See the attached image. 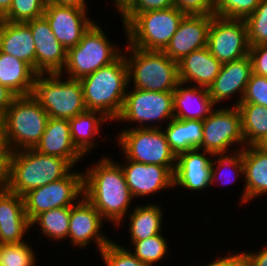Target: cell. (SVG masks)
<instances>
[{
	"instance_id": "cell-9",
	"label": "cell",
	"mask_w": 267,
	"mask_h": 266,
	"mask_svg": "<svg viewBox=\"0 0 267 266\" xmlns=\"http://www.w3.org/2000/svg\"><path fill=\"white\" fill-rule=\"evenodd\" d=\"M119 144L127 160L168 167L173 173L176 155L171 151L164 131L156 127L126 130L119 135ZM172 164V165H171Z\"/></svg>"
},
{
	"instance_id": "cell-3",
	"label": "cell",
	"mask_w": 267,
	"mask_h": 266,
	"mask_svg": "<svg viewBox=\"0 0 267 266\" xmlns=\"http://www.w3.org/2000/svg\"><path fill=\"white\" fill-rule=\"evenodd\" d=\"M22 150L13 151L8 188L19 196L64 178L73 167L64 158L38 153L34 149Z\"/></svg>"
},
{
	"instance_id": "cell-5",
	"label": "cell",
	"mask_w": 267,
	"mask_h": 266,
	"mask_svg": "<svg viewBox=\"0 0 267 266\" xmlns=\"http://www.w3.org/2000/svg\"><path fill=\"white\" fill-rule=\"evenodd\" d=\"M48 75L49 78H44V74L36 75L32 96L50 118L70 120L87 110L79 79L70 78L64 82L58 79L61 73Z\"/></svg>"
},
{
	"instance_id": "cell-1",
	"label": "cell",
	"mask_w": 267,
	"mask_h": 266,
	"mask_svg": "<svg viewBox=\"0 0 267 266\" xmlns=\"http://www.w3.org/2000/svg\"><path fill=\"white\" fill-rule=\"evenodd\" d=\"M83 195L104 218L119 224L133 198L122 167L103 158L83 176Z\"/></svg>"
},
{
	"instance_id": "cell-38",
	"label": "cell",
	"mask_w": 267,
	"mask_h": 266,
	"mask_svg": "<svg viewBox=\"0 0 267 266\" xmlns=\"http://www.w3.org/2000/svg\"><path fill=\"white\" fill-rule=\"evenodd\" d=\"M100 252L107 266H148L135 257L132 252L112 242Z\"/></svg>"
},
{
	"instance_id": "cell-34",
	"label": "cell",
	"mask_w": 267,
	"mask_h": 266,
	"mask_svg": "<svg viewBox=\"0 0 267 266\" xmlns=\"http://www.w3.org/2000/svg\"><path fill=\"white\" fill-rule=\"evenodd\" d=\"M244 21L250 46L267 45V0H260L255 11Z\"/></svg>"
},
{
	"instance_id": "cell-33",
	"label": "cell",
	"mask_w": 267,
	"mask_h": 266,
	"mask_svg": "<svg viewBox=\"0 0 267 266\" xmlns=\"http://www.w3.org/2000/svg\"><path fill=\"white\" fill-rule=\"evenodd\" d=\"M46 4L47 0H12L10 9L3 17V21L26 23L42 17Z\"/></svg>"
},
{
	"instance_id": "cell-10",
	"label": "cell",
	"mask_w": 267,
	"mask_h": 266,
	"mask_svg": "<svg viewBox=\"0 0 267 266\" xmlns=\"http://www.w3.org/2000/svg\"><path fill=\"white\" fill-rule=\"evenodd\" d=\"M207 47L221 64L249 55L250 44L244 19L213 15Z\"/></svg>"
},
{
	"instance_id": "cell-17",
	"label": "cell",
	"mask_w": 267,
	"mask_h": 266,
	"mask_svg": "<svg viewBox=\"0 0 267 266\" xmlns=\"http://www.w3.org/2000/svg\"><path fill=\"white\" fill-rule=\"evenodd\" d=\"M200 149H192L176 156L177 163L174 171V185H180L189 190H201L217 177L213 161L198 153Z\"/></svg>"
},
{
	"instance_id": "cell-31",
	"label": "cell",
	"mask_w": 267,
	"mask_h": 266,
	"mask_svg": "<svg viewBox=\"0 0 267 266\" xmlns=\"http://www.w3.org/2000/svg\"><path fill=\"white\" fill-rule=\"evenodd\" d=\"M162 211L158 206L140 205L130 216V233L132 240H144L160 234Z\"/></svg>"
},
{
	"instance_id": "cell-20",
	"label": "cell",
	"mask_w": 267,
	"mask_h": 266,
	"mask_svg": "<svg viewBox=\"0 0 267 266\" xmlns=\"http://www.w3.org/2000/svg\"><path fill=\"white\" fill-rule=\"evenodd\" d=\"M252 74V62L249 55L222 64L218 76L208 87V93L213 104L230 97L235 92L241 93L237 105L241 103L246 85Z\"/></svg>"
},
{
	"instance_id": "cell-13",
	"label": "cell",
	"mask_w": 267,
	"mask_h": 266,
	"mask_svg": "<svg viewBox=\"0 0 267 266\" xmlns=\"http://www.w3.org/2000/svg\"><path fill=\"white\" fill-rule=\"evenodd\" d=\"M174 118V91L152 92L141 89L127 93L118 120L145 121Z\"/></svg>"
},
{
	"instance_id": "cell-26",
	"label": "cell",
	"mask_w": 267,
	"mask_h": 266,
	"mask_svg": "<svg viewBox=\"0 0 267 266\" xmlns=\"http://www.w3.org/2000/svg\"><path fill=\"white\" fill-rule=\"evenodd\" d=\"M36 75L26 62L0 52V84L16 96L32 95Z\"/></svg>"
},
{
	"instance_id": "cell-46",
	"label": "cell",
	"mask_w": 267,
	"mask_h": 266,
	"mask_svg": "<svg viewBox=\"0 0 267 266\" xmlns=\"http://www.w3.org/2000/svg\"><path fill=\"white\" fill-rule=\"evenodd\" d=\"M17 96L7 87L0 84V116L3 117L5 112L11 106Z\"/></svg>"
},
{
	"instance_id": "cell-23",
	"label": "cell",
	"mask_w": 267,
	"mask_h": 266,
	"mask_svg": "<svg viewBox=\"0 0 267 266\" xmlns=\"http://www.w3.org/2000/svg\"><path fill=\"white\" fill-rule=\"evenodd\" d=\"M222 64L211 54L208 47L191 52L178 62L179 82L196 81L200 88H207L218 76Z\"/></svg>"
},
{
	"instance_id": "cell-52",
	"label": "cell",
	"mask_w": 267,
	"mask_h": 266,
	"mask_svg": "<svg viewBox=\"0 0 267 266\" xmlns=\"http://www.w3.org/2000/svg\"><path fill=\"white\" fill-rule=\"evenodd\" d=\"M2 22H3V17L0 15V27H1Z\"/></svg>"
},
{
	"instance_id": "cell-40",
	"label": "cell",
	"mask_w": 267,
	"mask_h": 266,
	"mask_svg": "<svg viewBox=\"0 0 267 266\" xmlns=\"http://www.w3.org/2000/svg\"><path fill=\"white\" fill-rule=\"evenodd\" d=\"M174 6L173 0H132L122 11L125 26L136 14L145 11L162 10Z\"/></svg>"
},
{
	"instance_id": "cell-45",
	"label": "cell",
	"mask_w": 267,
	"mask_h": 266,
	"mask_svg": "<svg viewBox=\"0 0 267 266\" xmlns=\"http://www.w3.org/2000/svg\"><path fill=\"white\" fill-rule=\"evenodd\" d=\"M207 266H249L248 257L245 253L234 254L214 261Z\"/></svg>"
},
{
	"instance_id": "cell-36",
	"label": "cell",
	"mask_w": 267,
	"mask_h": 266,
	"mask_svg": "<svg viewBox=\"0 0 267 266\" xmlns=\"http://www.w3.org/2000/svg\"><path fill=\"white\" fill-rule=\"evenodd\" d=\"M25 243L0 244V264L2 266H34V253Z\"/></svg>"
},
{
	"instance_id": "cell-8",
	"label": "cell",
	"mask_w": 267,
	"mask_h": 266,
	"mask_svg": "<svg viewBox=\"0 0 267 266\" xmlns=\"http://www.w3.org/2000/svg\"><path fill=\"white\" fill-rule=\"evenodd\" d=\"M109 43L99 26L92 24L81 41L67 50L65 70L72 79H81L114 62L120 54Z\"/></svg>"
},
{
	"instance_id": "cell-19",
	"label": "cell",
	"mask_w": 267,
	"mask_h": 266,
	"mask_svg": "<svg viewBox=\"0 0 267 266\" xmlns=\"http://www.w3.org/2000/svg\"><path fill=\"white\" fill-rule=\"evenodd\" d=\"M29 226L23 197L9 190H0V244L24 242L22 237Z\"/></svg>"
},
{
	"instance_id": "cell-18",
	"label": "cell",
	"mask_w": 267,
	"mask_h": 266,
	"mask_svg": "<svg viewBox=\"0 0 267 266\" xmlns=\"http://www.w3.org/2000/svg\"><path fill=\"white\" fill-rule=\"evenodd\" d=\"M122 170L132 196H145L167 186H174V174L168 168L129 160Z\"/></svg>"
},
{
	"instance_id": "cell-37",
	"label": "cell",
	"mask_w": 267,
	"mask_h": 266,
	"mask_svg": "<svg viewBox=\"0 0 267 266\" xmlns=\"http://www.w3.org/2000/svg\"><path fill=\"white\" fill-rule=\"evenodd\" d=\"M260 0H214V15L245 19L252 14Z\"/></svg>"
},
{
	"instance_id": "cell-41",
	"label": "cell",
	"mask_w": 267,
	"mask_h": 266,
	"mask_svg": "<svg viewBox=\"0 0 267 266\" xmlns=\"http://www.w3.org/2000/svg\"><path fill=\"white\" fill-rule=\"evenodd\" d=\"M173 5L185 14L214 15V0H173Z\"/></svg>"
},
{
	"instance_id": "cell-21",
	"label": "cell",
	"mask_w": 267,
	"mask_h": 266,
	"mask_svg": "<svg viewBox=\"0 0 267 266\" xmlns=\"http://www.w3.org/2000/svg\"><path fill=\"white\" fill-rule=\"evenodd\" d=\"M101 219V214L86 198L71 206L68 236L73 244L86 246L93 238L100 251L103 250L111 241L99 235Z\"/></svg>"
},
{
	"instance_id": "cell-50",
	"label": "cell",
	"mask_w": 267,
	"mask_h": 266,
	"mask_svg": "<svg viewBox=\"0 0 267 266\" xmlns=\"http://www.w3.org/2000/svg\"><path fill=\"white\" fill-rule=\"evenodd\" d=\"M12 0H0V15L4 17L11 6Z\"/></svg>"
},
{
	"instance_id": "cell-7",
	"label": "cell",
	"mask_w": 267,
	"mask_h": 266,
	"mask_svg": "<svg viewBox=\"0 0 267 266\" xmlns=\"http://www.w3.org/2000/svg\"><path fill=\"white\" fill-rule=\"evenodd\" d=\"M185 15L175 6L136 14L125 25L130 46L163 51Z\"/></svg>"
},
{
	"instance_id": "cell-44",
	"label": "cell",
	"mask_w": 267,
	"mask_h": 266,
	"mask_svg": "<svg viewBox=\"0 0 267 266\" xmlns=\"http://www.w3.org/2000/svg\"><path fill=\"white\" fill-rule=\"evenodd\" d=\"M237 152L238 153L235 156H227L226 154L223 155L224 152H217V153H214L213 155L219 154V156H221V157H218V161H217L218 166H220V168H222L224 165H226L224 167L232 166V168L238 169L239 172L244 173V166H243V159H242L243 149ZM227 182L228 181H225V183Z\"/></svg>"
},
{
	"instance_id": "cell-30",
	"label": "cell",
	"mask_w": 267,
	"mask_h": 266,
	"mask_svg": "<svg viewBox=\"0 0 267 266\" xmlns=\"http://www.w3.org/2000/svg\"><path fill=\"white\" fill-rule=\"evenodd\" d=\"M95 113L97 114L98 111L86 110L68 120L72 141L83 155L89 150V147L94 145L91 139L93 135L97 134L100 121L109 119L105 115L96 118Z\"/></svg>"
},
{
	"instance_id": "cell-24",
	"label": "cell",
	"mask_w": 267,
	"mask_h": 266,
	"mask_svg": "<svg viewBox=\"0 0 267 266\" xmlns=\"http://www.w3.org/2000/svg\"><path fill=\"white\" fill-rule=\"evenodd\" d=\"M0 52L26 62L35 71V42L26 23L2 22Z\"/></svg>"
},
{
	"instance_id": "cell-39",
	"label": "cell",
	"mask_w": 267,
	"mask_h": 266,
	"mask_svg": "<svg viewBox=\"0 0 267 266\" xmlns=\"http://www.w3.org/2000/svg\"><path fill=\"white\" fill-rule=\"evenodd\" d=\"M241 103H254L267 107V77L252 73Z\"/></svg>"
},
{
	"instance_id": "cell-27",
	"label": "cell",
	"mask_w": 267,
	"mask_h": 266,
	"mask_svg": "<svg viewBox=\"0 0 267 266\" xmlns=\"http://www.w3.org/2000/svg\"><path fill=\"white\" fill-rule=\"evenodd\" d=\"M171 151L178 156L192 149H200L203 120L172 118L164 132Z\"/></svg>"
},
{
	"instance_id": "cell-11",
	"label": "cell",
	"mask_w": 267,
	"mask_h": 266,
	"mask_svg": "<svg viewBox=\"0 0 267 266\" xmlns=\"http://www.w3.org/2000/svg\"><path fill=\"white\" fill-rule=\"evenodd\" d=\"M83 176L69 172L64 178L24 194L26 215L31 222L37 215L58 207H71L73 200L83 192Z\"/></svg>"
},
{
	"instance_id": "cell-12",
	"label": "cell",
	"mask_w": 267,
	"mask_h": 266,
	"mask_svg": "<svg viewBox=\"0 0 267 266\" xmlns=\"http://www.w3.org/2000/svg\"><path fill=\"white\" fill-rule=\"evenodd\" d=\"M245 142L242 134L241 114L237 106L232 109L211 111L203 120V138L200 148L213 155L226 153L232 143Z\"/></svg>"
},
{
	"instance_id": "cell-2",
	"label": "cell",
	"mask_w": 267,
	"mask_h": 266,
	"mask_svg": "<svg viewBox=\"0 0 267 266\" xmlns=\"http://www.w3.org/2000/svg\"><path fill=\"white\" fill-rule=\"evenodd\" d=\"M80 80L87 110L98 111L113 120L120 115L129 82L126 57L120 55L114 62L82 77Z\"/></svg>"
},
{
	"instance_id": "cell-6",
	"label": "cell",
	"mask_w": 267,
	"mask_h": 266,
	"mask_svg": "<svg viewBox=\"0 0 267 266\" xmlns=\"http://www.w3.org/2000/svg\"><path fill=\"white\" fill-rule=\"evenodd\" d=\"M49 119L46 111L32 96H17L3 115L8 146L34 149L45 131ZM14 144H11L13 143Z\"/></svg>"
},
{
	"instance_id": "cell-29",
	"label": "cell",
	"mask_w": 267,
	"mask_h": 266,
	"mask_svg": "<svg viewBox=\"0 0 267 266\" xmlns=\"http://www.w3.org/2000/svg\"><path fill=\"white\" fill-rule=\"evenodd\" d=\"M237 107L241 114L242 134L248 146L267 145V107L254 103H239Z\"/></svg>"
},
{
	"instance_id": "cell-28",
	"label": "cell",
	"mask_w": 267,
	"mask_h": 266,
	"mask_svg": "<svg viewBox=\"0 0 267 266\" xmlns=\"http://www.w3.org/2000/svg\"><path fill=\"white\" fill-rule=\"evenodd\" d=\"M182 83L177 85L174 91V117L177 119H191V120H204L212 110L214 105L208 93L207 88L201 87V89L193 88H180ZM198 98L199 102L197 108L193 110L191 105L194 100ZM192 101V102H191ZM190 105L192 108H190Z\"/></svg>"
},
{
	"instance_id": "cell-48",
	"label": "cell",
	"mask_w": 267,
	"mask_h": 266,
	"mask_svg": "<svg viewBox=\"0 0 267 266\" xmlns=\"http://www.w3.org/2000/svg\"><path fill=\"white\" fill-rule=\"evenodd\" d=\"M47 3H53L59 6H74L85 9L84 0H47Z\"/></svg>"
},
{
	"instance_id": "cell-35",
	"label": "cell",
	"mask_w": 267,
	"mask_h": 266,
	"mask_svg": "<svg viewBox=\"0 0 267 266\" xmlns=\"http://www.w3.org/2000/svg\"><path fill=\"white\" fill-rule=\"evenodd\" d=\"M132 243L135 245L132 254L148 266L162 259L167 252V242L161 234L144 240H132Z\"/></svg>"
},
{
	"instance_id": "cell-51",
	"label": "cell",
	"mask_w": 267,
	"mask_h": 266,
	"mask_svg": "<svg viewBox=\"0 0 267 266\" xmlns=\"http://www.w3.org/2000/svg\"><path fill=\"white\" fill-rule=\"evenodd\" d=\"M132 0H116V5L120 12L131 2Z\"/></svg>"
},
{
	"instance_id": "cell-47",
	"label": "cell",
	"mask_w": 267,
	"mask_h": 266,
	"mask_svg": "<svg viewBox=\"0 0 267 266\" xmlns=\"http://www.w3.org/2000/svg\"><path fill=\"white\" fill-rule=\"evenodd\" d=\"M245 254L248 257L249 266H267V247L257 254Z\"/></svg>"
},
{
	"instance_id": "cell-15",
	"label": "cell",
	"mask_w": 267,
	"mask_h": 266,
	"mask_svg": "<svg viewBox=\"0 0 267 266\" xmlns=\"http://www.w3.org/2000/svg\"><path fill=\"white\" fill-rule=\"evenodd\" d=\"M35 42V72L37 74L62 73L67 50L54 36L47 19L42 16L26 22Z\"/></svg>"
},
{
	"instance_id": "cell-42",
	"label": "cell",
	"mask_w": 267,
	"mask_h": 266,
	"mask_svg": "<svg viewBox=\"0 0 267 266\" xmlns=\"http://www.w3.org/2000/svg\"><path fill=\"white\" fill-rule=\"evenodd\" d=\"M249 57L252 62V73L267 77V45L250 46Z\"/></svg>"
},
{
	"instance_id": "cell-25",
	"label": "cell",
	"mask_w": 267,
	"mask_h": 266,
	"mask_svg": "<svg viewBox=\"0 0 267 266\" xmlns=\"http://www.w3.org/2000/svg\"><path fill=\"white\" fill-rule=\"evenodd\" d=\"M242 152L246 180L242 202L267 192V145H250Z\"/></svg>"
},
{
	"instance_id": "cell-14",
	"label": "cell",
	"mask_w": 267,
	"mask_h": 266,
	"mask_svg": "<svg viewBox=\"0 0 267 266\" xmlns=\"http://www.w3.org/2000/svg\"><path fill=\"white\" fill-rule=\"evenodd\" d=\"M85 15L83 8L53 3L46 4L43 14L54 36L66 50L75 47L93 24Z\"/></svg>"
},
{
	"instance_id": "cell-32",
	"label": "cell",
	"mask_w": 267,
	"mask_h": 266,
	"mask_svg": "<svg viewBox=\"0 0 267 266\" xmlns=\"http://www.w3.org/2000/svg\"><path fill=\"white\" fill-rule=\"evenodd\" d=\"M71 207H58L37 215L30 223H39L48 237L62 239L68 236Z\"/></svg>"
},
{
	"instance_id": "cell-43",
	"label": "cell",
	"mask_w": 267,
	"mask_h": 266,
	"mask_svg": "<svg viewBox=\"0 0 267 266\" xmlns=\"http://www.w3.org/2000/svg\"><path fill=\"white\" fill-rule=\"evenodd\" d=\"M12 154L13 150L0 152V190H8L9 188Z\"/></svg>"
},
{
	"instance_id": "cell-22",
	"label": "cell",
	"mask_w": 267,
	"mask_h": 266,
	"mask_svg": "<svg viewBox=\"0 0 267 266\" xmlns=\"http://www.w3.org/2000/svg\"><path fill=\"white\" fill-rule=\"evenodd\" d=\"M34 150L38 153L66 159L72 166L83 156L72 141L67 119L50 118Z\"/></svg>"
},
{
	"instance_id": "cell-16",
	"label": "cell",
	"mask_w": 267,
	"mask_h": 266,
	"mask_svg": "<svg viewBox=\"0 0 267 266\" xmlns=\"http://www.w3.org/2000/svg\"><path fill=\"white\" fill-rule=\"evenodd\" d=\"M213 15L186 14L163 52L179 62L193 51L207 47Z\"/></svg>"
},
{
	"instance_id": "cell-4",
	"label": "cell",
	"mask_w": 267,
	"mask_h": 266,
	"mask_svg": "<svg viewBox=\"0 0 267 266\" xmlns=\"http://www.w3.org/2000/svg\"><path fill=\"white\" fill-rule=\"evenodd\" d=\"M132 60L126 59L129 81L133 73L136 89L152 92L175 91L179 82L178 62L171 60L163 51L143 50L132 46Z\"/></svg>"
},
{
	"instance_id": "cell-49",
	"label": "cell",
	"mask_w": 267,
	"mask_h": 266,
	"mask_svg": "<svg viewBox=\"0 0 267 266\" xmlns=\"http://www.w3.org/2000/svg\"><path fill=\"white\" fill-rule=\"evenodd\" d=\"M3 150H13L8 146L6 133H5V126L3 117L0 116V152Z\"/></svg>"
}]
</instances>
